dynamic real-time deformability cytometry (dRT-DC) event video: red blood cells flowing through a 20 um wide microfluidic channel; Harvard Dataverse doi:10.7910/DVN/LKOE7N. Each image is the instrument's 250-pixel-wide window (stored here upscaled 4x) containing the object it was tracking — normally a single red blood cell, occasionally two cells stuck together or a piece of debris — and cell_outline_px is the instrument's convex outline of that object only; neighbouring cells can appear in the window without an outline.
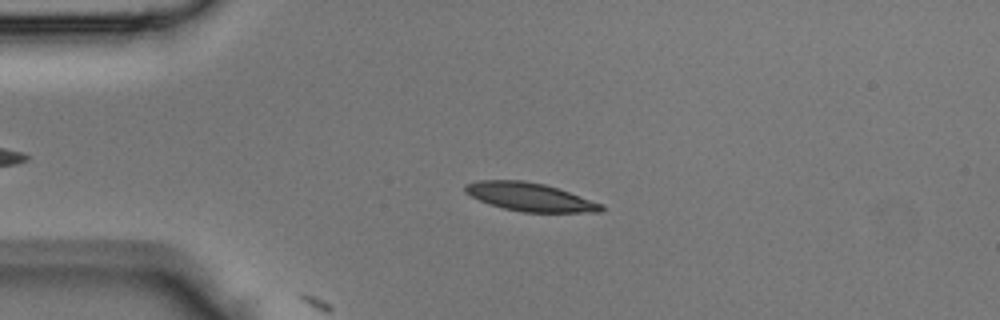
{"species": "Egyptian fruit bat (a non-hibernating species)", "species_latin": "Rousettus aegyptiacus", "temperature_condition": "room temperature", "stored_images_in_passage": 19, "camera_frame_rate_fps": 3000, "um_per_image_px": 0.085, "animal": {"sex": "male"}, "frame": {"image": 1, "passage_image": 10, "time_ms": 3.0, "image_size_px": [1000, 320], "cell_outline_px": [[604, 208], [600, 212], [524, 212], [504, 208], [488, 204], [464, 192], [464, 184], [480, 180], [524, 180], [544, 184], [604, 204]], "centroid_in_image_um": [45.02, 16.74], "position_along_channel_um": 40.0, "area_um2": 22.31}}
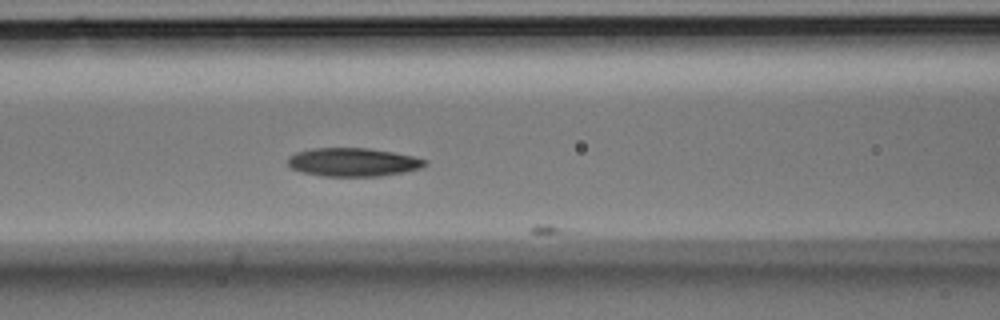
{"frame": {"image": 2, "passage_image": 18, "time_ms": 5.667, "image_size_px": [1000, 320], "cell_outline_px": [[428, 164], [420, 168], [404, 172], [380, 176], [324, 176], [300, 172], [292, 168], [288, 164], [288, 156], [296, 152], [312, 148], [368, 148], [392, 152], [412, 156], [428, 160]], "centroid_in_image_um": [30.0, 13.78], "position_along_channel_um": 136.6, "area_um2": 22.77}}